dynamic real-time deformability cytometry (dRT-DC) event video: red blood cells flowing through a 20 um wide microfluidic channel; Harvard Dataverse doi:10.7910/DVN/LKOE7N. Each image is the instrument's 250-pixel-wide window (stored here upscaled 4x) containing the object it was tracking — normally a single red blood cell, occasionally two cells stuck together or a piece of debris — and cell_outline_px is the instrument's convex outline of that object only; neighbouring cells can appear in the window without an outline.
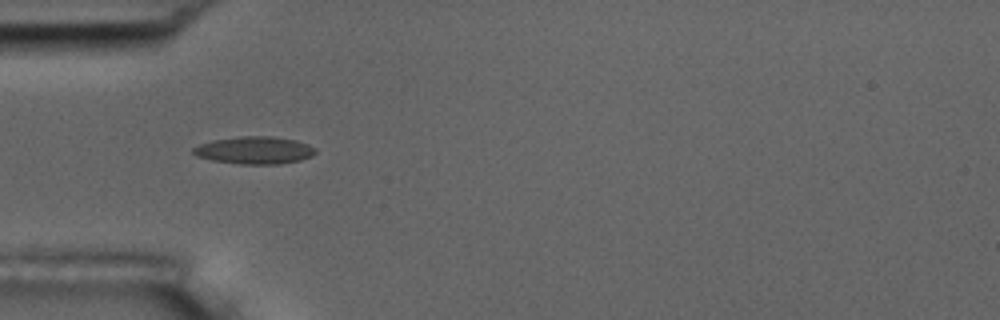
{"species": "common noctule bat (a hibernating species)", "species_latin": "Nyctalus noctula", "temperature_condition": "room temperature", "stored_images_in_passage": 5, "camera_frame_rate_fps": 3000, "um_per_image_px": 0.085, "animal": {"sex": "male", "body_mass_g": 17.5, "forearm_length_mm": 52.3}, "frame": {"image": 1, "passage_image": 4, "time_ms": 4.333, "image_size_px": [1000, 320], "cell_outline_px": [[316, 152], [312, 156], [300, 160], [280, 164], [240, 164], [212, 160], [196, 156], [192, 152], [192, 148], [200, 144], [212, 140], [240, 136], [272, 136], [296, 140], [308, 144], [316, 148]], "centroid_in_image_um": [21.64, 12.77], "position_along_channel_um": 63.4, "area_um2": 19.65}}